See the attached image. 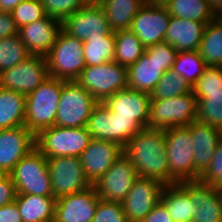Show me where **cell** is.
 I'll use <instances>...</instances> for the list:
<instances>
[{"label":"cell","mask_w":222,"mask_h":222,"mask_svg":"<svg viewBox=\"0 0 222 222\" xmlns=\"http://www.w3.org/2000/svg\"><path fill=\"white\" fill-rule=\"evenodd\" d=\"M123 154L136 168L138 176L169 185V166L163 129L143 128L123 147Z\"/></svg>","instance_id":"cell-1"},{"label":"cell","mask_w":222,"mask_h":222,"mask_svg":"<svg viewBox=\"0 0 222 222\" xmlns=\"http://www.w3.org/2000/svg\"><path fill=\"white\" fill-rule=\"evenodd\" d=\"M62 88V79L49 76L34 91L26 95L24 125L34 135L54 126Z\"/></svg>","instance_id":"cell-2"},{"label":"cell","mask_w":222,"mask_h":222,"mask_svg":"<svg viewBox=\"0 0 222 222\" xmlns=\"http://www.w3.org/2000/svg\"><path fill=\"white\" fill-rule=\"evenodd\" d=\"M164 135L169 166V184L198 181L200 175L194 170V149L190 125L164 129Z\"/></svg>","instance_id":"cell-3"},{"label":"cell","mask_w":222,"mask_h":222,"mask_svg":"<svg viewBox=\"0 0 222 222\" xmlns=\"http://www.w3.org/2000/svg\"><path fill=\"white\" fill-rule=\"evenodd\" d=\"M92 137L87 127L51 126L35 135L36 148L46 157H80Z\"/></svg>","instance_id":"cell-4"},{"label":"cell","mask_w":222,"mask_h":222,"mask_svg":"<svg viewBox=\"0 0 222 222\" xmlns=\"http://www.w3.org/2000/svg\"><path fill=\"white\" fill-rule=\"evenodd\" d=\"M98 101L76 80H63L54 126L87 127L89 117Z\"/></svg>","instance_id":"cell-5"},{"label":"cell","mask_w":222,"mask_h":222,"mask_svg":"<svg viewBox=\"0 0 222 222\" xmlns=\"http://www.w3.org/2000/svg\"><path fill=\"white\" fill-rule=\"evenodd\" d=\"M83 45L82 40L61 29L46 55L49 76L62 80H76L86 67Z\"/></svg>","instance_id":"cell-6"},{"label":"cell","mask_w":222,"mask_h":222,"mask_svg":"<svg viewBox=\"0 0 222 222\" xmlns=\"http://www.w3.org/2000/svg\"><path fill=\"white\" fill-rule=\"evenodd\" d=\"M17 194L53 196L47 158L34 148L9 173Z\"/></svg>","instance_id":"cell-7"},{"label":"cell","mask_w":222,"mask_h":222,"mask_svg":"<svg viewBox=\"0 0 222 222\" xmlns=\"http://www.w3.org/2000/svg\"><path fill=\"white\" fill-rule=\"evenodd\" d=\"M197 99L192 92L169 99L150 100L147 128L167 129L197 120Z\"/></svg>","instance_id":"cell-8"},{"label":"cell","mask_w":222,"mask_h":222,"mask_svg":"<svg viewBox=\"0 0 222 222\" xmlns=\"http://www.w3.org/2000/svg\"><path fill=\"white\" fill-rule=\"evenodd\" d=\"M76 81L98 102H103L117 91L128 88L127 67L115 61L88 66Z\"/></svg>","instance_id":"cell-9"},{"label":"cell","mask_w":222,"mask_h":222,"mask_svg":"<svg viewBox=\"0 0 222 222\" xmlns=\"http://www.w3.org/2000/svg\"><path fill=\"white\" fill-rule=\"evenodd\" d=\"M53 196L75 194L93 184L86 177L80 157L47 158Z\"/></svg>","instance_id":"cell-10"},{"label":"cell","mask_w":222,"mask_h":222,"mask_svg":"<svg viewBox=\"0 0 222 222\" xmlns=\"http://www.w3.org/2000/svg\"><path fill=\"white\" fill-rule=\"evenodd\" d=\"M48 77L46 56L31 55L20 64L0 73V87L27 95Z\"/></svg>","instance_id":"cell-11"},{"label":"cell","mask_w":222,"mask_h":222,"mask_svg":"<svg viewBox=\"0 0 222 222\" xmlns=\"http://www.w3.org/2000/svg\"><path fill=\"white\" fill-rule=\"evenodd\" d=\"M62 29L83 42L103 38L113 32L99 3L85 4L62 22Z\"/></svg>","instance_id":"cell-12"},{"label":"cell","mask_w":222,"mask_h":222,"mask_svg":"<svg viewBox=\"0 0 222 222\" xmlns=\"http://www.w3.org/2000/svg\"><path fill=\"white\" fill-rule=\"evenodd\" d=\"M165 184L161 181L138 176L121 202L128 222H141L160 201Z\"/></svg>","instance_id":"cell-13"},{"label":"cell","mask_w":222,"mask_h":222,"mask_svg":"<svg viewBox=\"0 0 222 222\" xmlns=\"http://www.w3.org/2000/svg\"><path fill=\"white\" fill-rule=\"evenodd\" d=\"M137 177L136 168L123 154L93 185L100 199L121 203Z\"/></svg>","instance_id":"cell-14"},{"label":"cell","mask_w":222,"mask_h":222,"mask_svg":"<svg viewBox=\"0 0 222 222\" xmlns=\"http://www.w3.org/2000/svg\"><path fill=\"white\" fill-rule=\"evenodd\" d=\"M34 148L35 135L25 125L0 130V174H9Z\"/></svg>","instance_id":"cell-15"},{"label":"cell","mask_w":222,"mask_h":222,"mask_svg":"<svg viewBox=\"0 0 222 222\" xmlns=\"http://www.w3.org/2000/svg\"><path fill=\"white\" fill-rule=\"evenodd\" d=\"M171 15L166 6L145 4L133 18L129 30L136 34L145 48L163 42Z\"/></svg>","instance_id":"cell-16"},{"label":"cell","mask_w":222,"mask_h":222,"mask_svg":"<svg viewBox=\"0 0 222 222\" xmlns=\"http://www.w3.org/2000/svg\"><path fill=\"white\" fill-rule=\"evenodd\" d=\"M100 197L94 185L56 200L54 222H92Z\"/></svg>","instance_id":"cell-17"},{"label":"cell","mask_w":222,"mask_h":222,"mask_svg":"<svg viewBox=\"0 0 222 222\" xmlns=\"http://www.w3.org/2000/svg\"><path fill=\"white\" fill-rule=\"evenodd\" d=\"M150 100V94L126 88L107 97L103 103L119 119L135 120L147 128Z\"/></svg>","instance_id":"cell-18"},{"label":"cell","mask_w":222,"mask_h":222,"mask_svg":"<svg viewBox=\"0 0 222 222\" xmlns=\"http://www.w3.org/2000/svg\"><path fill=\"white\" fill-rule=\"evenodd\" d=\"M123 155V147L112 141L92 139L80 156L86 177L94 184Z\"/></svg>","instance_id":"cell-19"},{"label":"cell","mask_w":222,"mask_h":222,"mask_svg":"<svg viewBox=\"0 0 222 222\" xmlns=\"http://www.w3.org/2000/svg\"><path fill=\"white\" fill-rule=\"evenodd\" d=\"M62 22L50 16L18 29V35L32 55L46 56L54 45Z\"/></svg>","instance_id":"cell-20"},{"label":"cell","mask_w":222,"mask_h":222,"mask_svg":"<svg viewBox=\"0 0 222 222\" xmlns=\"http://www.w3.org/2000/svg\"><path fill=\"white\" fill-rule=\"evenodd\" d=\"M188 195L197 207L194 220L198 222H222V191L221 188L188 181Z\"/></svg>","instance_id":"cell-21"},{"label":"cell","mask_w":222,"mask_h":222,"mask_svg":"<svg viewBox=\"0 0 222 222\" xmlns=\"http://www.w3.org/2000/svg\"><path fill=\"white\" fill-rule=\"evenodd\" d=\"M190 134L193 139L194 170L201 176L213 159L222 130L195 120L190 124Z\"/></svg>","instance_id":"cell-22"},{"label":"cell","mask_w":222,"mask_h":222,"mask_svg":"<svg viewBox=\"0 0 222 222\" xmlns=\"http://www.w3.org/2000/svg\"><path fill=\"white\" fill-rule=\"evenodd\" d=\"M207 24L171 16L164 41L177 52L198 50Z\"/></svg>","instance_id":"cell-23"},{"label":"cell","mask_w":222,"mask_h":222,"mask_svg":"<svg viewBox=\"0 0 222 222\" xmlns=\"http://www.w3.org/2000/svg\"><path fill=\"white\" fill-rule=\"evenodd\" d=\"M166 72V63H160L144 53L127 67L128 88L151 94Z\"/></svg>","instance_id":"cell-24"},{"label":"cell","mask_w":222,"mask_h":222,"mask_svg":"<svg viewBox=\"0 0 222 222\" xmlns=\"http://www.w3.org/2000/svg\"><path fill=\"white\" fill-rule=\"evenodd\" d=\"M160 202L174 222H188L197 211L188 195V181L165 185Z\"/></svg>","instance_id":"cell-25"},{"label":"cell","mask_w":222,"mask_h":222,"mask_svg":"<svg viewBox=\"0 0 222 222\" xmlns=\"http://www.w3.org/2000/svg\"><path fill=\"white\" fill-rule=\"evenodd\" d=\"M56 200L33 194H17L15 199L22 222H54Z\"/></svg>","instance_id":"cell-26"},{"label":"cell","mask_w":222,"mask_h":222,"mask_svg":"<svg viewBox=\"0 0 222 222\" xmlns=\"http://www.w3.org/2000/svg\"><path fill=\"white\" fill-rule=\"evenodd\" d=\"M110 29L113 32L128 30L133 18L145 5V0H101Z\"/></svg>","instance_id":"cell-27"},{"label":"cell","mask_w":222,"mask_h":222,"mask_svg":"<svg viewBox=\"0 0 222 222\" xmlns=\"http://www.w3.org/2000/svg\"><path fill=\"white\" fill-rule=\"evenodd\" d=\"M26 95L0 87V130L24 125Z\"/></svg>","instance_id":"cell-28"},{"label":"cell","mask_w":222,"mask_h":222,"mask_svg":"<svg viewBox=\"0 0 222 222\" xmlns=\"http://www.w3.org/2000/svg\"><path fill=\"white\" fill-rule=\"evenodd\" d=\"M87 129L92 139L112 141L118 144L117 116H114L103 102H98L93 108Z\"/></svg>","instance_id":"cell-29"},{"label":"cell","mask_w":222,"mask_h":222,"mask_svg":"<svg viewBox=\"0 0 222 222\" xmlns=\"http://www.w3.org/2000/svg\"><path fill=\"white\" fill-rule=\"evenodd\" d=\"M198 52L206 66H222V26L214 20L206 25Z\"/></svg>","instance_id":"cell-30"},{"label":"cell","mask_w":222,"mask_h":222,"mask_svg":"<svg viewBox=\"0 0 222 222\" xmlns=\"http://www.w3.org/2000/svg\"><path fill=\"white\" fill-rule=\"evenodd\" d=\"M169 14L178 18L209 23L214 20L208 0H170L166 5Z\"/></svg>","instance_id":"cell-31"},{"label":"cell","mask_w":222,"mask_h":222,"mask_svg":"<svg viewBox=\"0 0 222 222\" xmlns=\"http://www.w3.org/2000/svg\"><path fill=\"white\" fill-rule=\"evenodd\" d=\"M114 35L116 45L114 61L120 65L129 67L145 53V47L140 39L129 29L116 31Z\"/></svg>","instance_id":"cell-32"},{"label":"cell","mask_w":222,"mask_h":222,"mask_svg":"<svg viewBox=\"0 0 222 222\" xmlns=\"http://www.w3.org/2000/svg\"><path fill=\"white\" fill-rule=\"evenodd\" d=\"M115 48L114 32H112L110 35L104 36L103 38L84 41L83 54L85 66H96L105 62H113Z\"/></svg>","instance_id":"cell-33"},{"label":"cell","mask_w":222,"mask_h":222,"mask_svg":"<svg viewBox=\"0 0 222 222\" xmlns=\"http://www.w3.org/2000/svg\"><path fill=\"white\" fill-rule=\"evenodd\" d=\"M206 64L200 57L198 50L178 52L172 66L178 75L191 86L202 76Z\"/></svg>","instance_id":"cell-34"},{"label":"cell","mask_w":222,"mask_h":222,"mask_svg":"<svg viewBox=\"0 0 222 222\" xmlns=\"http://www.w3.org/2000/svg\"><path fill=\"white\" fill-rule=\"evenodd\" d=\"M31 55L18 34L0 39V73L20 64Z\"/></svg>","instance_id":"cell-35"},{"label":"cell","mask_w":222,"mask_h":222,"mask_svg":"<svg viewBox=\"0 0 222 222\" xmlns=\"http://www.w3.org/2000/svg\"><path fill=\"white\" fill-rule=\"evenodd\" d=\"M197 99V120L222 130V92L195 96Z\"/></svg>","instance_id":"cell-36"},{"label":"cell","mask_w":222,"mask_h":222,"mask_svg":"<svg viewBox=\"0 0 222 222\" xmlns=\"http://www.w3.org/2000/svg\"><path fill=\"white\" fill-rule=\"evenodd\" d=\"M192 92V86L174 70H167L150 94L151 100L169 99Z\"/></svg>","instance_id":"cell-37"},{"label":"cell","mask_w":222,"mask_h":222,"mask_svg":"<svg viewBox=\"0 0 222 222\" xmlns=\"http://www.w3.org/2000/svg\"><path fill=\"white\" fill-rule=\"evenodd\" d=\"M216 92H222V66H207L192 86V93L194 96H208V93Z\"/></svg>","instance_id":"cell-38"},{"label":"cell","mask_w":222,"mask_h":222,"mask_svg":"<svg viewBox=\"0 0 222 222\" xmlns=\"http://www.w3.org/2000/svg\"><path fill=\"white\" fill-rule=\"evenodd\" d=\"M11 15L18 29L46 16L41 0H23L11 11Z\"/></svg>","instance_id":"cell-39"},{"label":"cell","mask_w":222,"mask_h":222,"mask_svg":"<svg viewBox=\"0 0 222 222\" xmlns=\"http://www.w3.org/2000/svg\"><path fill=\"white\" fill-rule=\"evenodd\" d=\"M45 14L63 22L68 16L81 9L84 0H41Z\"/></svg>","instance_id":"cell-40"},{"label":"cell","mask_w":222,"mask_h":222,"mask_svg":"<svg viewBox=\"0 0 222 222\" xmlns=\"http://www.w3.org/2000/svg\"><path fill=\"white\" fill-rule=\"evenodd\" d=\"M92 222H128L120 202L99 199Z\"/></svg>","instance_id":"cell-41"},{"label":"cell","mask_w":222,"mask_h":222,"mask_svg":"<svg viewBox=\"0 0 222 222\" xmlns=\"http://www.w3.org/2000/svg\"><path fill=\"white\" fill-rule=\"evenodd\" d=\"M199 181L213 187L222 188V137L218 141L213 159Z\"/></svg>","instance_id":"cell-42"},{"label":"cell","mask_w":222,"mask_h":222,"mask_svg":"<svg viewBox=\"0 0 222 222\" xmlns=\"http://www.w3.org/2000/svg\"><path fill=\"white\" fill-rule=\"evenodd\" d=\"M145 53L160 63H166V71L172 69L175 62L177 51L166 41L156 43L151 47L145 48Z\"/></svg>","instance_id":"cell-43"},{"label":"cell","mask_w":222,"mask_h":222,"mask_svg":"<svg viewBox=\"0 0 222 222\" xmlns=\"http://www.w3.org/2000/svg\"><path fill=\"white\" fill-rule=\"evenodd\" d=\"M118 144L122 147L143 127L135 120H123L117 117Z\"/></svg>","instance_id":"cell-44"},{"label":"cell","mask_w":222,"mask_h":222,"mask_svg":"<svg viewBox=\"0 0 222 222\" xmlns=\"http://www.w3.org/2000/svg\"><path fill=\"white\" fill-rule=\"evenodd\" d=\"M17 191L9 174H0V207L13 202Z\"/></svg>","instance_id":"cell-45"},{"label":"cell","mask_w":222,"mask_h":222,"mask_svg":"<svg viewBox=\"0 0 222 222\" xmlns=\"http://www.w3.org/2000/svg\"><path fill=\"white\" fill-rule=\"evenodd\" d=\"M18 34V27L11 12L0 11V39Z\"/></svg>","instance_id":"cell-46"},{"label":"cell","mask_w":222,"mask_h":222,"mask_svg":"<svg viewBox=\"0 0 222 222\" xmlns=\"http://www.w3.org/2000/svg\"><path fill=\"white\" fill-rule=\"evenodd\" d=\"M141 222H174L165 206L159 201Z\"/></svg>","instance_id":"cell-47"},{"label":"cell","mask_w":222,"mask_h":222,"mask_svg":"<svg viewBox=\"0 0 222 222\" xmlns=\"http://www.w3.org/2000/svg\"><path fill=\"white\" fill-rule=\"evenodd\" d=\"M0 222H22L15 200L0 207Z\"/></svg>","instance_id":"cell-48"},{"label":"cell","mask_w":222,"mask_h":222,"mask_svg":"<svg viewBox=\"0 0 222 222\" xmlns=\"http://www.w3.org/2000/svg\"><path fill=\"white\" fill-rule=\"evenodd\" d=\"M23 0H0V11L11 12Z\"/></svg>","instance_id":"cell-49"},{"label":"cell","mask_w":222,"mask_h":222,"mask_svg":"<svg viewBox=\"0 0 222 222\" xmlns=\"http://www.w3.org/2000/svg\"><path fill=\"white\" fill-rule=\"evenodd\" d=\"M170 0H145V4L151 6H166Z\"/></svg>","instance_id":"cell-50"},{"label":"cell","mask_w":222,"mask_h":222,"mask_svg":"<svg viewBox=\"0 0 222 222\" xmlns=\"http://www.w3.org/2000/svg\"><path fill=\"white\" fill-rule=\"evenodd\" d=\"M214 21L217 22L220 26H222V9L214 13Z\"/></svg>","instance_id":"cell-51"},{"label":"cell","mask_w":222,"mask_h":222,"mask_svg":"<svg viewBox=\"0 0 222 222\" xmlns=\"http://www.w3.org/2000/svg\"><path fill=\"white\" fill-rule=\"evenodd\" d=\"M101 0H84V2L86 4H89V3H99Z\"/></svg>","instance_id":"cell-52"},{"label":"cell","mask_w":222,"mask_h":222,"mask_svg":"<svg viewBox=\"0 0 222 222\" xmlns=\"http://www.w3.org/2000/svg\"><path fill=\"white\" fill-rule=\"evenodd\" d=\"M188 222H198V221H196V220L192 219V220H190V221H188Z\"/></svg>","instance_id":"cell-53"}]
</instances>
